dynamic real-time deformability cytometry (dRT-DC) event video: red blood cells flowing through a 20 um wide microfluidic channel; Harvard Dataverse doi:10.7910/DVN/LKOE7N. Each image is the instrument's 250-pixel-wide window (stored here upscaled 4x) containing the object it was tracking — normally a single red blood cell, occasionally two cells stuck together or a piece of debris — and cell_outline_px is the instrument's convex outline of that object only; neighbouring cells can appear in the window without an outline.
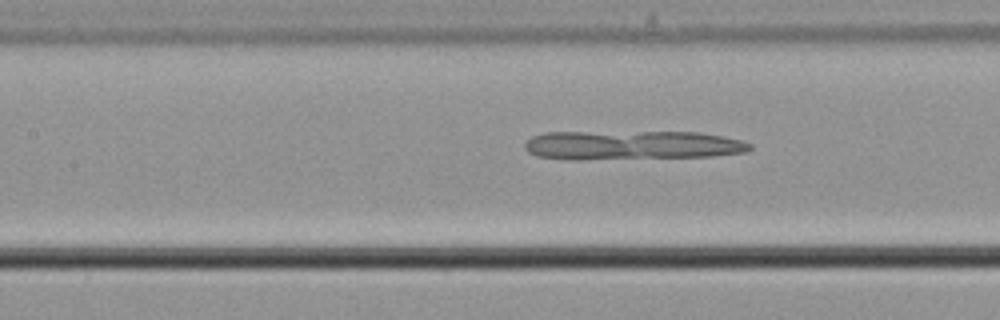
{"species": "common noctule bat (a hibernating species)", "species_latin": "Nyctalus noctula", "temperature_condition": "cold", "stored_images_in_passage": 16, "camera_frame_rate_fps": 3000, "um_per_image_px": 0.085, "animal": {"sex": "male", "body_mass_g": 21.5, "forearm_length_mm": 52.0}, "frame": {"image": 1, "passage_image": 10, "time_ms": 3.0, "image_size_px": [1000, 320], "cell_outline_px": [[752, 148], [744, 152], [712, 156], [584, 160], [568, 160], [536, 156], [528, 152], [524, 148], [524, 144], [532, 136], [544, 132], [700, 132], [744, 140], [752, 144]], "centroid_in_image_um": [53.68, 12.34], "position_along_channel_um": 153.7, "area_um2": 38.73}}
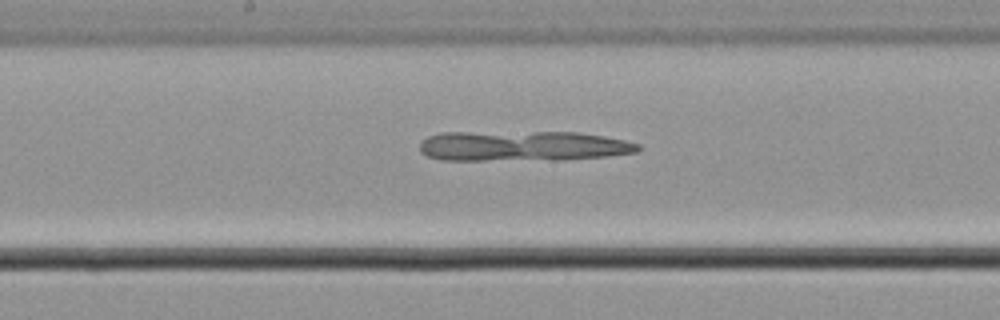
{"frame": {"image": 2, "passage_image": 14, "time_ms": 4.333, "image_size_px": [1000, 320], "cell_outline_px": [[640, 148], [636, 152], [608, 156], [560, 160], [440, 160], [428, 156], [420, 152], [420, 140], [428, 136], [440, 132], [576, 132], [604, 136], [624, 140], [640, 144]], "centroid_in_image_um": [44.4, 12.41], "position_along_channel_um": 203.8, "area_um2": 38.84}}